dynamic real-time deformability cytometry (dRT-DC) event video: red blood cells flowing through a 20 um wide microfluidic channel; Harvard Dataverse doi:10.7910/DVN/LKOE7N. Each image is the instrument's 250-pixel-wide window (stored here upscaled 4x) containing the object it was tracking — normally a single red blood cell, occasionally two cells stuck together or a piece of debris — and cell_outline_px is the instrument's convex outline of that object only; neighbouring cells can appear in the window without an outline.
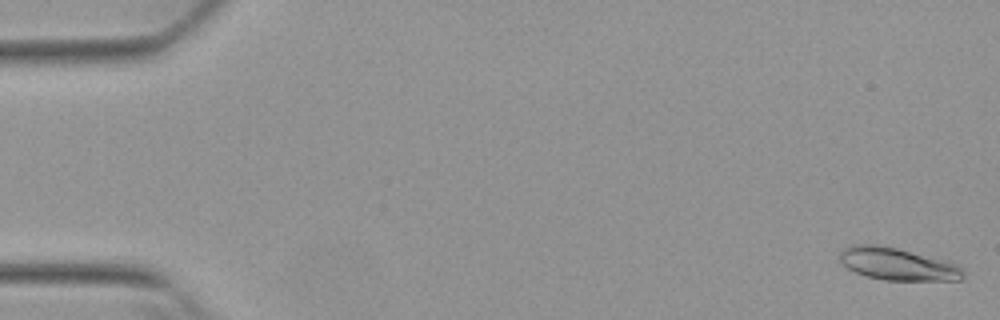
{"species": "Egyptian fruit bat (a non-hibernating species)", "species_latin": "Rousettus aegyptiacus", "temperature_condition": "warm", "stored_images_in_passage": 54, "camera_frame_rate_fps": 3000, "um_per_image_px": 0.085, "animal": {"sex": "female"}, "frame": {"image": 1, "passage_image": 2, "time_ms": 0.333, "image_size_px": [1000, 320], "cell_outline_px": [[960, 272], [948, 280], [892, 280], [872, 276], [860, 272], [852, 268], [848, 264], [852, 248], [888, 248], [904, 252], [952, 268]], "centroid_in_image_um": [76.29, 22.56], "position_along_channel_um": 8.7, "area_um2": 17.86}}
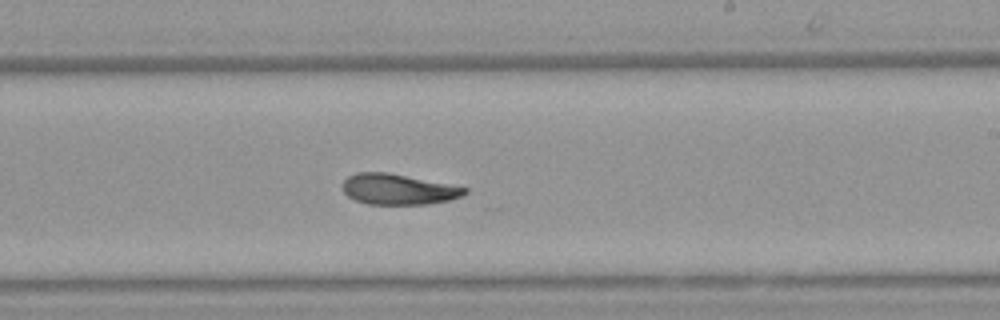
{"frame": {"image": 2, "passage_image": 33, "time_ms": 10.667, "image_size_px": [1000, 320], "cell_outline_px": [[464, 192], [460, 196], [444, 200], [420, 204], [372, 204], [360, 200], [344, 192], [344, 180], [352, 176], [364, 172], [380, 172], [464, 188]], "centroid_in_image_um": [33.77, 16.1], "position_along_channel_um": 255.2, "area_um2": 19.94}}
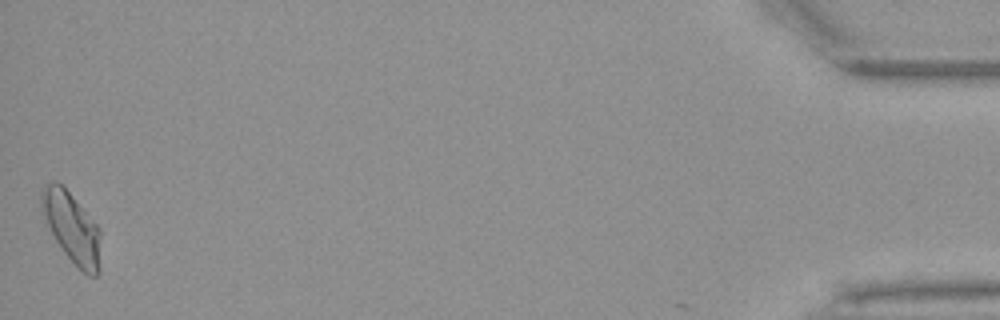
{"frame": {"image": 3, "passage_image": 54, "time_ms": 17.667, "image_size_px": [1000, 320], "cell_outline_px": [[96, 276], [84, 272], [68, 256], [52, 232], [48, 220], [48, 188], [60, 184], [68, 192], [96, 228]], "centroid_in_image_um": [6.16, 19.46], "position_along_channel_um": 429.0, "area_um2": 19.54}, "authors_computed_cell_mechanics": {"area_um2": 19.8254, "velocity_mm_per_s": 3.824, "shape_relaxation_time_tau1_ms": null, "shape_relaxation_time_tau2_ms": 8.8717, "deformation_change_tau1": null, "deformation_change_tau2": 0.1661}}